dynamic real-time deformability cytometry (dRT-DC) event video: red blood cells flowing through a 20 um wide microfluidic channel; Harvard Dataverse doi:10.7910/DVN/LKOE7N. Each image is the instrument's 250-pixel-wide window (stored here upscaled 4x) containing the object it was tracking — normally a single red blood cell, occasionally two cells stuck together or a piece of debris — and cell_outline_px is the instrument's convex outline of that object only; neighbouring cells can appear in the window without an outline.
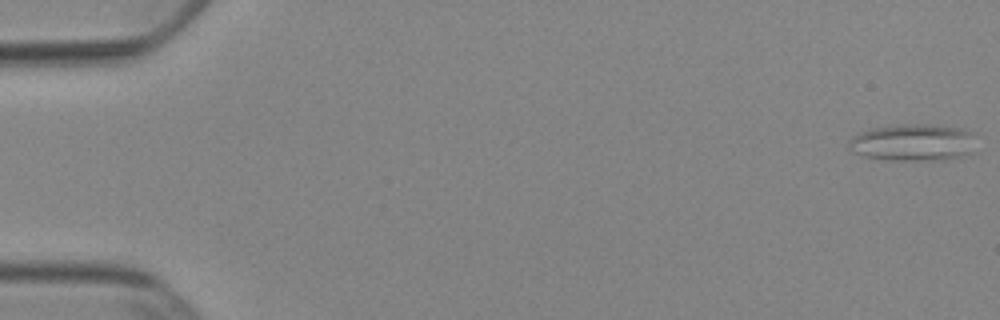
{"species": "Egyptian fruit bat (a non-hibernating species)", "species_latin": "Rousettus aegyptiacus", "temperature_condition": "cold", "stored_images_in_passage": 52, "camera_frame_rate_fps": 3000, "um_per_image_px": 0.085, "animal": {"sex": "female"}, "frame": {"image": 1, "passage_image": 1, "time_ms": 0.0, "image_size_px": [1000, 320], "cell_outline_px": [[972, 136], [968, 152], [964, 156], [944, 160], [888, 160], [864, 156], [852, 152], [848, 148], [848, 140], [852, 136], [860, 132], [872, 128], [896, 124], [928, 124], [964, 128], [972, 132]], "centroid_in_image_um": [77.52, 12.1], "position_along_channel_um": 7.5, "area_um2": 27.46}}
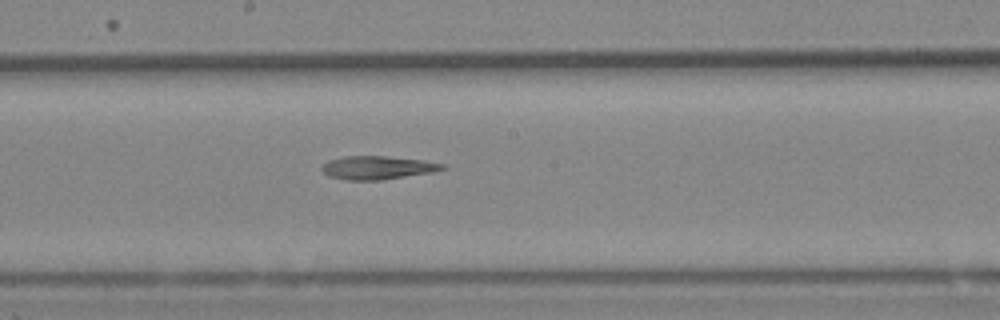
{"frame": {"image": 2, "passage_image": 29, "time_ms": 9.333, "image_size_px": [1000, 320], "cell_outline_px": [[448, 168], [432, 172], [384, 180], [344, 180], [328, 176], [320, 168], [328, 160], [344, 156], [384, 156], [424, 160], [444, 164]], "centroid_in_image_um": [32.09, 14.25], "position_along_channel_um": 216.1, "area_um2": 16.53}}
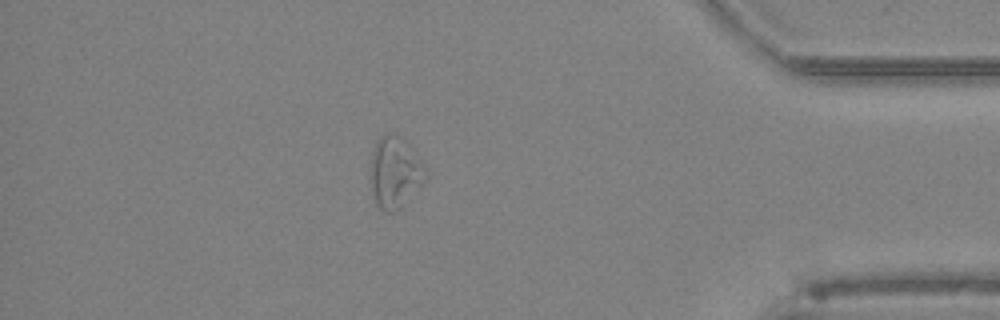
{"frame": {"image": 3, "passage_image": 46, "time_ms": 15.0, "image_size_px": [1000, 320], "cell_outline_px": [[428, 176], [424, 184], [396, 212], [384, 212], [376, 204], [368, 176], [368, 168], [372, 148], [376, 140], [384, 132], [392, 132], [400, 140], [428, 172]], "centroid_in_image_um": [33.49, 14.71], "position_along_channel_um": 401.7, "area_um2": 23.0}, "authors_computed_cell_mechanics": {"area_um2": 19.2763, "velocity_mm_per_s": 3.8878, "shape_relaxation_time_tau1_ms": null, "shape_relaxation_time_tau2_ms": 4.8905, "deformation_change_tau1": null, "deformation_change_tau2": 0.1532}}